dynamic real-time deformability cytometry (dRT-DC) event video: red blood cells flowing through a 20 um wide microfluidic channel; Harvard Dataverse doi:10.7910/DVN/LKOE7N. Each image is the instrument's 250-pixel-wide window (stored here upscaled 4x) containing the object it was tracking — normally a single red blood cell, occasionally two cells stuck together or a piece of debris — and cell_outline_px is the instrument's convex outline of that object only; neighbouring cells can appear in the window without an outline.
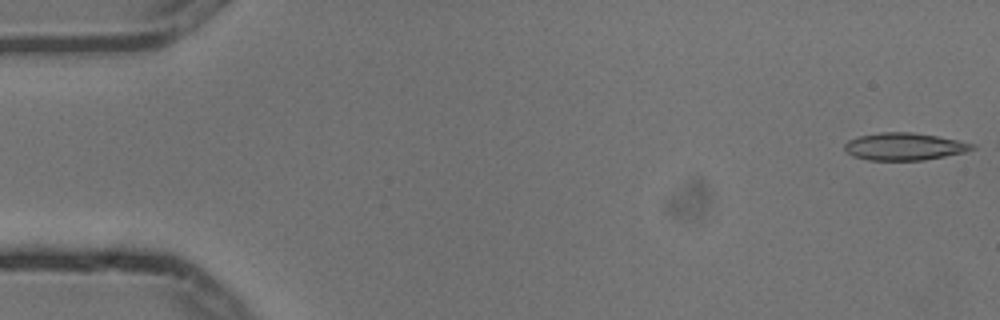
{"species": "common noctule bat (a hibernating species)", "species_latin": "Nyctalus noctula", "temperature_condition": "cold", "stored_images_in_passage": 3, "camera_frame_rate_fps": 3000, "um_per_image_px": 0.085, "animal": {"sex": "male", "body_mass_g": 13.3}, "frame": {"image": 1, "passage_image": 1, "time_ms": 0.0, "image_size_px": [1000, 320], "cell_outline_px": [[976, 148], [964, 152], [924, 160], [868, 160], [852, 156], [844, 148], [844, 144], [848, 140], [860, 136], [880, 132], [912, 132], [936, 136], [976, 144]], "centroid_in_image_um": [76.85, 12.45], "position_along_channel_um": 8.1, "area_um2": 20.23}}